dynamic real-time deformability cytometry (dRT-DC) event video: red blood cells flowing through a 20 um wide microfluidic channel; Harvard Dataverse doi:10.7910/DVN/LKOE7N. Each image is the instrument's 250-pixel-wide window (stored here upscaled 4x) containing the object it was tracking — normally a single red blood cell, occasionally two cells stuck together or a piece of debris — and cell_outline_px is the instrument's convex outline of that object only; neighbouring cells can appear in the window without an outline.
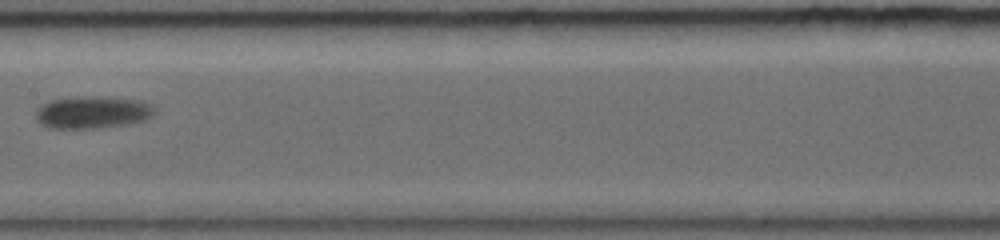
{"species": "common noctule bat (a hibernating species)", "species_latin": "Nyctalus noctula", "temperature_condition": "warm", "stored_images_in_passage": 22, "camera_frame_rate_fps": 5000, "um_per_image_px": 0.085, "animal": {"sex": "female", "body_mass_g": 19.0, "forearm_length_mm": 56.7}, "frame": {"image": 1, "passage_image": 7, "time_ms": 3.6, "image_size_px": [1000, 240], "cell_outline_px": [[152, 112], [148, 116], [136, 120], [112, 124], [80, 128], [56, 128], [44, 124], [40, 120], [40, 108], [52, 100], [76, 96], [128, 100], [144, 104]], "centroid_in_image_um": [7.7, 9.53], "position_along_channel_um": 199.7, "area_um2": 19.59}}
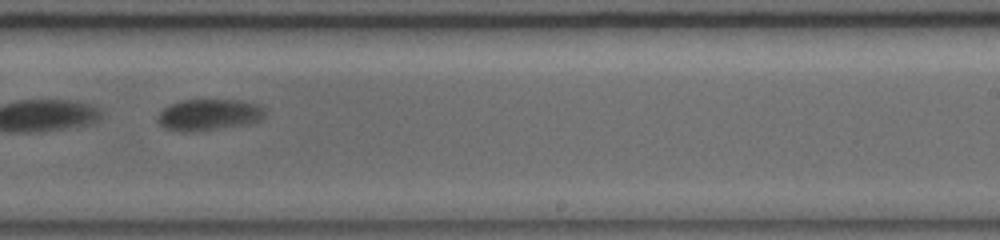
{"frame": {"image": 2, "passage_image": 10, "time_ms": 5.4, "image_size_px": [1000, 240], "cell_outline_px": [[260, 116], [256, 120], [240, 124], [208, 128], [168, 128], [160, 120], [160, 112], [172, 104], [184, 100], [236, 100], [252, 104], [260, 108]], "centroid_in_image_um": [17.72, 9.68], "position_along_channel_um": 271.3, "area_um2": 17.11}}